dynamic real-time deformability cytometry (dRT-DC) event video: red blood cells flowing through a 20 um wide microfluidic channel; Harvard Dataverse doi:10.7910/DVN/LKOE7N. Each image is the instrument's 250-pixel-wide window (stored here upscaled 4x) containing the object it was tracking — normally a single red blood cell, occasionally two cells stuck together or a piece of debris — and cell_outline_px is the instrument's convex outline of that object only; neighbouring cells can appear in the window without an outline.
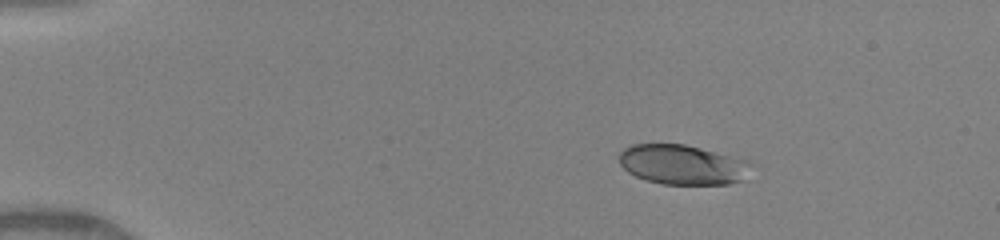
{"species": "human", "species_latin": "Homo sapiens", "temperature_condition": "warm", "stored_images_in_passage": 17, "camera_frame_rate_fps": 3000, "um_per_image_px": 0.085, "donor": {"sex": "female"}, "frame": {"image": 1, "passage_image": 1, "time_ms": 0.0, "image_size_px": [1000, 240], "cell_outline_px": [[752, 164], [744, 180], [728, 184], [664, 184], [648, 180], [636, 176], [628, 172], [620, 164], [620, 152], [624, 148], [632, 144], [684, 144], [748, 160]], "centroid_in_image_um": [58.03, 13.99], "position_along_channel_um": 27.0, "area_um2": 30.46}}
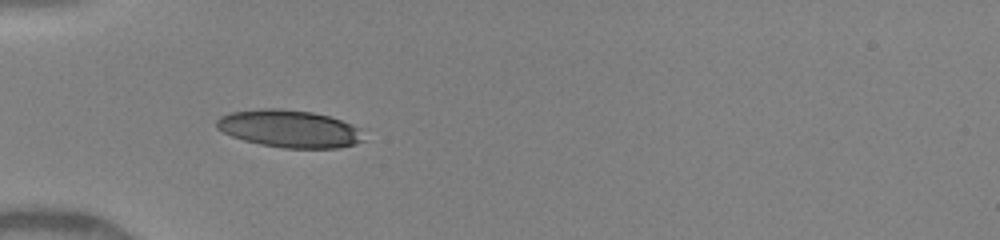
{"frame": {"image": 2, "passage_image": 16, "time_ms": 2.667, "image_size_px": [1000, 240], "cell_outline_px": [[364, 140], [356, 144], [336, 148], [284, 148], [260, 144], [244, 140], [232, 136], [216, 128], [216, 120], [220, 116], [232, 112], [264, 108], [280, 108], [312, 112], [328, 116], [352, 124], [360, 128]], "centroid_in_image_um": [24.6, 10.94], "position_along_channel_um": 60.4, "area_um2": 32.08}}